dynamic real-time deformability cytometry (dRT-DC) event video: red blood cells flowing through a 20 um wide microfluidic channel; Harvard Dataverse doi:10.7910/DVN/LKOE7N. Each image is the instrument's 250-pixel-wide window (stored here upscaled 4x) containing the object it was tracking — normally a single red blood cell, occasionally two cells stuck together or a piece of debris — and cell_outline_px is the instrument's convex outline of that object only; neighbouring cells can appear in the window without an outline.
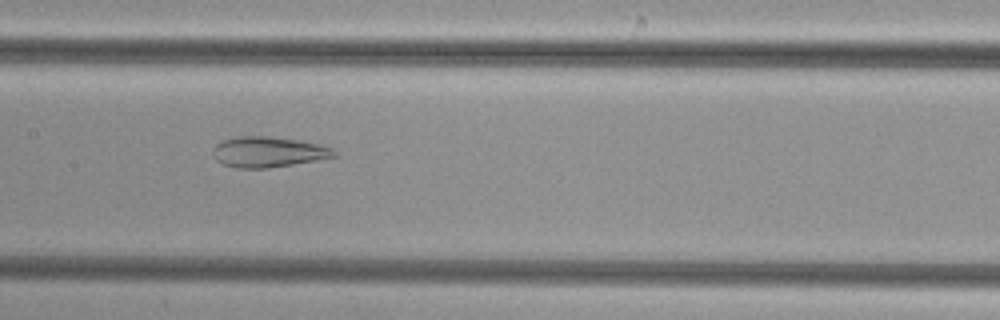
{"species": "common noctule bat (a hibernating species)", "species_latin": "Nyctalus noctula", "temperature_condition": "cold", "stored_images_in_passage": 32, "camera_frame_rate_fps": 3000, "um_per_image_px": 0.085, "animal": {"sex": "female", "body_mass_g": 29.2, "forearm_length_mm": 56.3}, "frame": {"image": 1, "passage_image": 12, "time_ms": 3.667, "image_size_px": [1000, 320], "cell_outline_px": [[336, 156], [316, 160], [268, 168], [236, 168], [224, 164], [216, 160], [212, 152], [212, 148], [216, 144], [224, 140], [236, 136], [268, 136], [300, 140], [320, 144], [332, 148], [336, 152]], "centroid_in_image_um": [22.78, 12.91], "position_along_channel_um": 184.6, "area_um2": 21.56}}
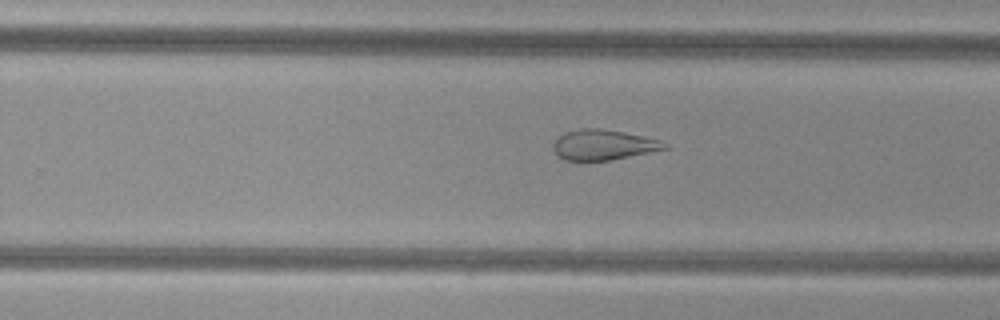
{"frame": {"image": 2, "passage_image": 19, "time_ms": 6.0, "image_size_px": [1000, 320], "cell_outline_px": [[672, 148], [612, 160], [564, 160], [552, 148], [552, 144], [556, 136], [564, 132], [580, 128], [600, 128], [624, 132], [644, 136], [660, 140]], "centroid_in_image_um": [51.29, 12.3], "position_along_channel_um": 278.5, "area_um2": 19.94}}
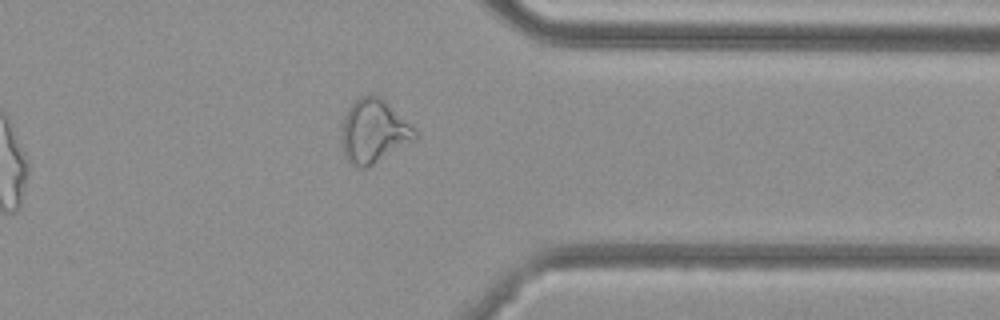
{"frame": {"image": 3, "passage_image": 27, "time_ms": 8.667, "image_size_px": [1000, 320], "cell_outline_px": [[416, 140], [368, 168], [356, 168], [344, 156], [340, 144], [344, 116], [352, 104], [360, 96], [372, 92], [380, 96], [416, 128]], "centroid_in_image_um": [31.77, 11.17], "position_along_channel_um": 379.6, "area_um2": 27.74}}